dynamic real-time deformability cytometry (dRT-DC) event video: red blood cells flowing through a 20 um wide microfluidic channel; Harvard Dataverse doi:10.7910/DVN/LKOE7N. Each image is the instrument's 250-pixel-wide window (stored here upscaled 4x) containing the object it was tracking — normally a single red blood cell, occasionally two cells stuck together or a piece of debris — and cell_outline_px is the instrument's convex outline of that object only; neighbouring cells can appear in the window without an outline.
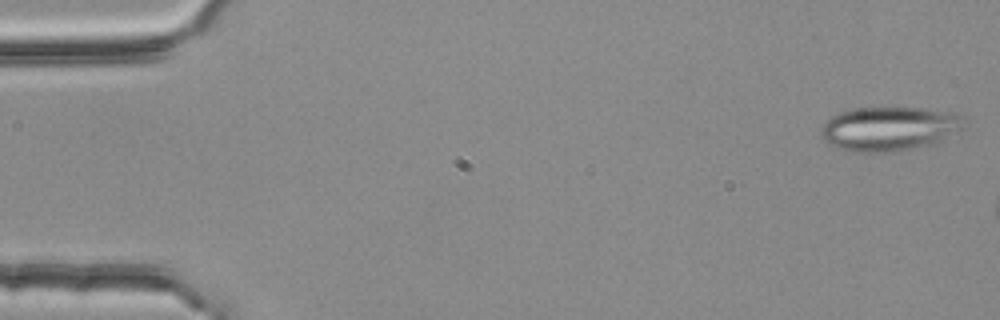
{"species": "common noctule bat (a hibernating species)", "species_latin": "Nyctalus noctula", "temperature_condition": "room temperature", "stored_images_in_passage": 3, "camera_frame_rate_fps": 3000, "um_per_image_px": 0.085, "animal": {"sex": "female", "body_mass_g": 25.1}, "frame": {"image": 1, "passage_image": 1, "time_ms": 0.0, "image_size_px": [1000, 320], "cell_outline_px": [[964, 128], [960, 132], [944, 140], [932, 144], [900, 152], [852, 152], [836, 148], [828, 144], [820, 136], [820, 128], [832, 116], [840, 112], [852, 108], [924, 108], [956, 112], [964, 120]], "centroid_in_image_um": [75.61, 10.96], "position_along_channel_um": 9.4, "area_um2": 37.57}}